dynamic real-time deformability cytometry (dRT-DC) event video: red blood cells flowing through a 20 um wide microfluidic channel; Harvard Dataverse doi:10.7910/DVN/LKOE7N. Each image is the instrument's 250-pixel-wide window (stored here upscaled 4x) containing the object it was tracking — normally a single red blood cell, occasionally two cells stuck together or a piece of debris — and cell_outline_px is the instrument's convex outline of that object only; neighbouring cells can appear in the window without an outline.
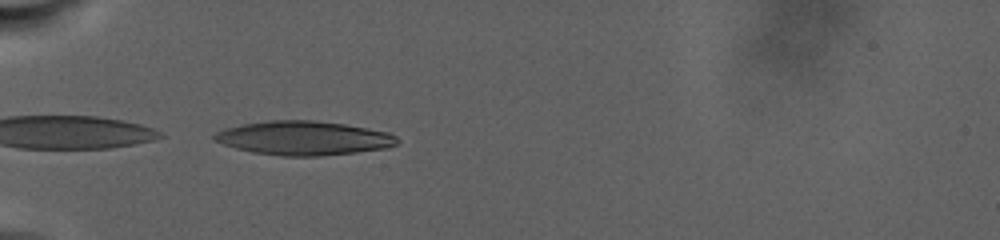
{"species": "human", "species_latin": "Homo sapiens", "temperature_condition": "warm", "stored_images_in_passage": 4, "camera_frame_rate_fps": 3000, "um_per_image_px": 0.085, "donor": {"sex": "male"}, "frame": {"image": 1, "passage_image": 3, "time_ms": 0.333, "image_size_px": [1000, 240], "cell_outline_px": [[400, 140], [396, 144], [388, 148], [356, 152], [320, 156], [280, 156], [252, 152], [236, 148], [224, 144], [216, 140], [212, 136], [216, 132], [228, 128], [244, 124], [268, 120], [316, 120], [344, 124], [388, 132], [396, 136]], "centroid_in_image_um": [25.85, 11.74], "position_along_channel_um": 59.2, "area_um2": 36.13}}